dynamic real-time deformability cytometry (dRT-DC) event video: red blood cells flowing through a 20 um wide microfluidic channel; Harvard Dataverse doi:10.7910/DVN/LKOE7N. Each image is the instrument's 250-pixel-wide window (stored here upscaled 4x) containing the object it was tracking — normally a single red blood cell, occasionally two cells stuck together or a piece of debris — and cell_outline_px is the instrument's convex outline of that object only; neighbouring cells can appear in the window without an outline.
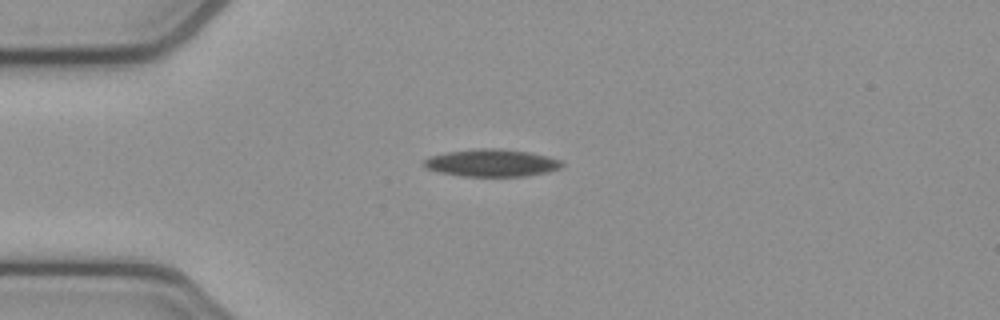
{"species": "common noctule bat (a hibernating species)", "species_latin": "Nyctalus noctula", "temperature_condition": "cold", "stored_images_in_passage": 37, "camera_frame_rate_fps": 3000, "um_per_image_px": 0.085, "animal": {"sex": "female", "body_mass_g": 21.9}, "frame": {"image": 1, "passage_image": 2, "time_ms": 0.333, "image_size_px": [1000, 320], "cell_outline_px": [[564, 164], [560, 168], [548, 172], [524, 176], [460, 176], [440, 172], [428, 168], [420, 164], [428, 156], [444, 152], [476, 148], [500, 148], [532, 152], [548, 156], [560, 160]], "centroid_in_image_um": [41.77, 13.83], "position_along_channel_um": 43.2, "area_um2": 22.31}}
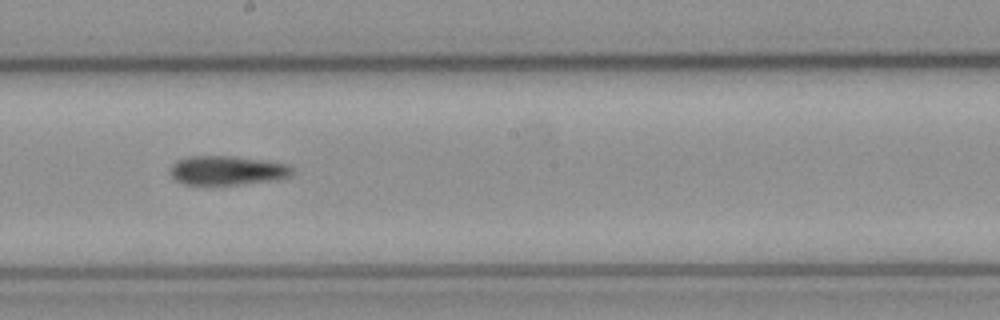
{"frame": {"image": 2, "passage_image": 18, "time_ms": 5.667, "image_size_px": [1000, 320], "cell_outline_px": [[292, 172], [288, 176], [280, 180], [204, 188], [184, 184], [176, 180], [168, 172], [172, 164], [188, 156], [232, 156], [268, 160], [288, 164], [292, 168]], "centroid_in_image_um": [19.28, 14.53], "position_along_channel_um": 228.9, "area_um2": 21.68}}
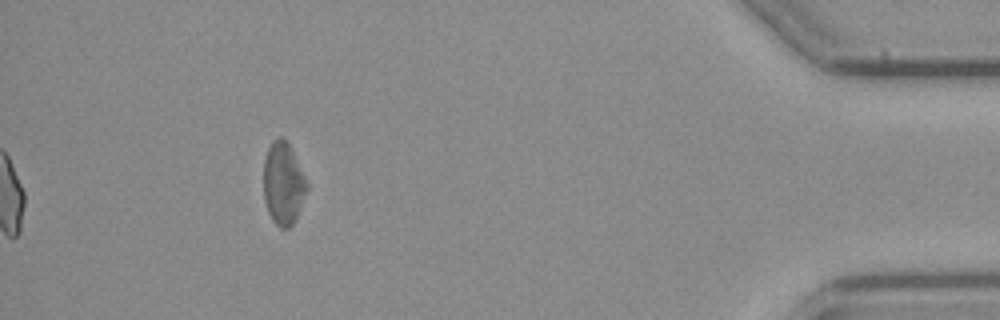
{"frame": {"image": 3, "passage_image": 37, "time_ms": 12.0, "image_size_px": [1000, 320], "cell_outline_px": [[308, 188], [300, 208], [292, 224], [288, 228], [280, 228], [272, 220], [268, 212], [264, 200], [264, 160], [268, 148], [272, 140], [280, 136], [288, 144], [308, 184]], "centroid_in_image_um": [24.06, 15.62], "position_along_channel_um": 411.1, "area_um2": 20.4}, "authors_computed_cell_mechanics": {"area_um2": 21.5016, "velocity_mm_per_s": 3.8614, "shape_relaxation_time_tau1_ms": 8.494, "shape_relaxation_time_tau2_ms": null, "deformation_change_tau1": 0.1716, "deformation_change_tau2": null}}